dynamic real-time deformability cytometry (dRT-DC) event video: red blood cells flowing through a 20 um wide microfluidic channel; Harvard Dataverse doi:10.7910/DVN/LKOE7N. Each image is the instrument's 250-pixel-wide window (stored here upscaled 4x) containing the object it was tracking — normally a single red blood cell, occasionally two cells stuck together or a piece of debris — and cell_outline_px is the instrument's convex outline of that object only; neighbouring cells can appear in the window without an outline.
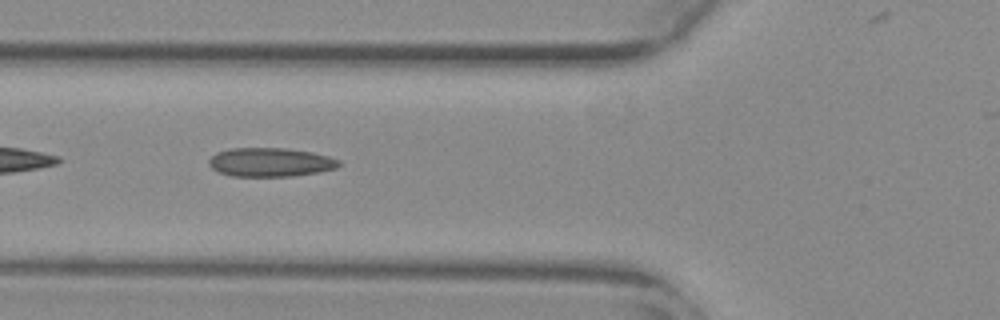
{"species": "common noctule bat (a hibernating species)", "species_latin": "Nyctalus noctula", "temperature_condition": "warm", "stored_images_in_passage": 50, "camera_frame_rate_fps": 3000, "um_per_image_px": 0.085, "animal": {"sex": "female", "body_mass_g": 29.2, "forearm_length_mm": 56.3}, "frame": {"image": 1, "passage_image": 20, "time_ms": 6.333, "image_size_px": [1000, 320], "cell_outline_px": [[340, 164], [336, 168], [320, 172], [292, 176], [232, 176], [220, 172], [212, 168], [208, 164], [208, 160], [216, 152], [232, 148], [284, 148], [312, 152], [328, 156], [340, 160]], "centroid_in_image_um": [22.98, 13.79], "position_along_channel_um": 102.8, "area_um2": 21.85}}
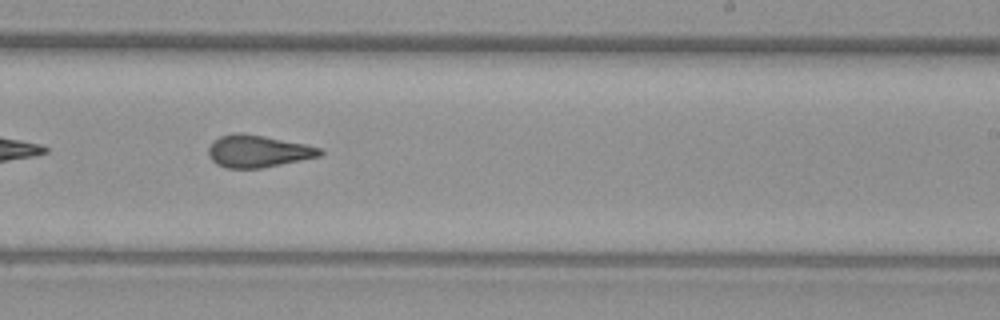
{"frame": {"image": 2, "passage_image": 33, "time_ms": 10.667, "image_size_px": [1000, 320], "cell_outline_px": [[324, 152], [320, 156], [260, 168], [228, 168], [216, 164], [208, 156], [208, 148], [220, 136], [232, 132], [244, 132], [304, 144], [320, 148]], "centroid_in_image_um": [21.89, 12.84], "position_along_channel_um": 267.1, "area_um2": 20.75}}
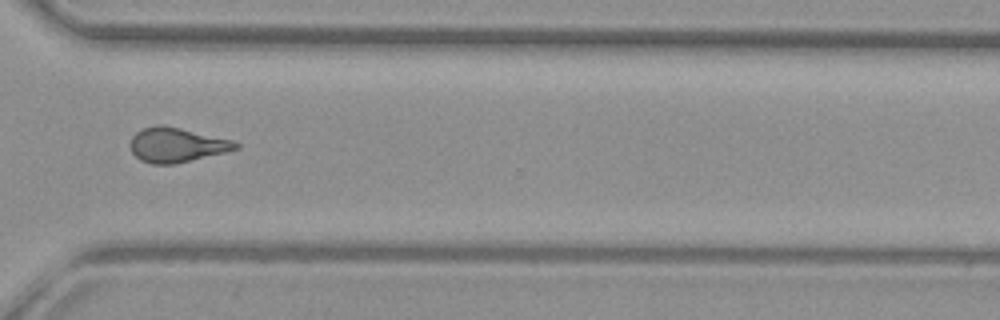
{"frame": {"image": 3, "passage_image": 40, "time_ms": 13.0, "image_size_px": [1000, 320], "cell_outline_px": [[240, 148], [176, 164], [152, 164], [140, 160], [132, 152], [132, 136], [136, 132], [144, 128], [156, 124], [160, 124], [180, 128], [232, 140], [240, 144]], "centroid_in_image_um": [15.02, 12.32], "position_along_channel_um": 355.6, "area_um2": 20.98}, "authors_computed_cell_mechanics": {"area_um2": 21.2993, "velocity_mm_per_s": 3.7877, "shape_relaxation_time_tau1_ms": null, "shape_relaxation_time_tau2_ms": 1.7615, "deformation_change_tau1": null, "deformation_change_tau2": 0.107}}